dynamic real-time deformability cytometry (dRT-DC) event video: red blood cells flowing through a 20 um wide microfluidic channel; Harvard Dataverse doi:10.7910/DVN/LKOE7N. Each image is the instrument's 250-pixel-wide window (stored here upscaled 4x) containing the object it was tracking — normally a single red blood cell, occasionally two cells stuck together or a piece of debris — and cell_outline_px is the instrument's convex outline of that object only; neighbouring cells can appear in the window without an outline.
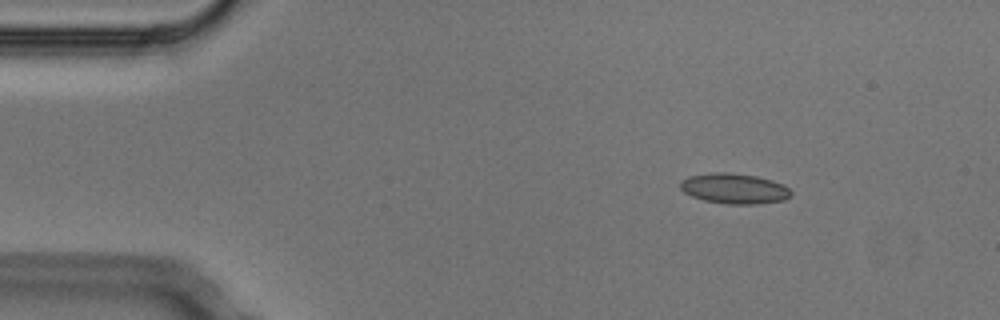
{"species": "Egyptian fruit bat (a non-hibernating species)", "species_latin": "Rousettus aegyptiacus", "temperature_condition": "cold", "stored_images_in_passage": 5, "camera_frame_rate_fps": 3000, "um_per_image_px": 0.085, "animal": {"sex": "male"}, "frame": {"image": 1, "passage_image": 1, "time_ms": 0.0, "image_size_px": [1000, 320], "cell_outline_px": [[792, 196], [784, 200], [756, 204], [728, 204], [704, 200], [692, 196], [684, 192], [680, 188], [680, 180], [688, 176], [712, 172], [728, 172], [756, 176], [772, 180], [784, 184], [792, 192]], "centroid_in_image_um": [62.42, 16.02], "position_along_channel_um": 22.6, "area_um2": 19.71}}
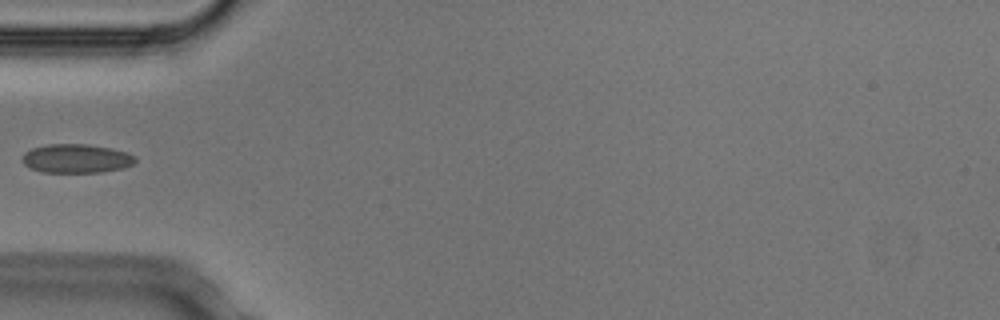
{"frame": {"image": 2, "passage_image": 4, "time_ms": 1.0, "image_size_px": [1000, 320], "cell_outline_px": [[136, 160], [132, 164], [124, 168], [100, 172], [44, 172], [32, 168], [24, 164], [20, 160], [24, 152], [32, 148], [48, 144], [88, 144], [112, 148], [128, 152], [136, 156]], "centroid_in_image_um": [6.5, 13.46], "position_along_channel_um": 78.5, "area_um2": 19.13}}
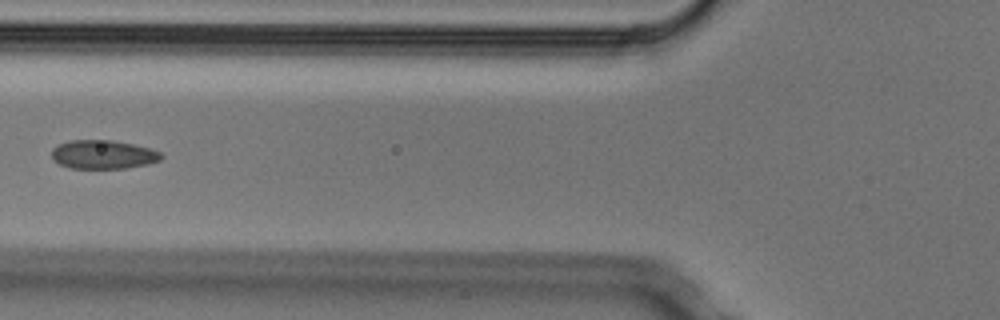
{"frame": {"image": 3, "passage_image": 5, "time_ms": 1.333, "image_size_px": [1000, 320], "cell_outline_px": [[164, 156], [160, 160], [148, 164], [124, 168], [72, 168], [60, 164], [52, 160], [52, 148], [56, 144], [68, 140], [112, 140], [152, 148], [160, 152]], "centroid_in_image_um": [8.75, 13.12], "position_along_channel_um": 117.0, "area_um2": 18.5}}